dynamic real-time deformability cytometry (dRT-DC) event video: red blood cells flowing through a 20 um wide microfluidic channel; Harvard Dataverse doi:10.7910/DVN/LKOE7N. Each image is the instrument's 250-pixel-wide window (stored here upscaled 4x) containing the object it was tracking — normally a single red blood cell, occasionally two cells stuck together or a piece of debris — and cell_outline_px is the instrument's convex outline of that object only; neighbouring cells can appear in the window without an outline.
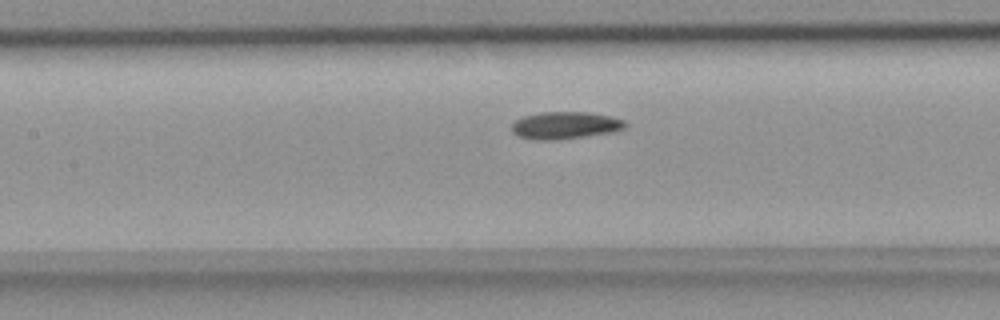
{"species": "common noctule bat (a hibernating species)", "species_latin": "Nyctalus noctula", "temperature_condition": "room temperature", "stored_images_in_passage": 40, "camera_frame_rate_fps": 3000, "um_per_image_px": 0.085, "animal": {"sex": "female", "body_mass_g": 18.4}, "frame": {"image": 1, "passage_image": 15, "time_ms": 4.667, "image_size_px": [1000, 320], "cell_outline_px": [[628, 124], [624, 128], [612, 132], [584, 136], [552, 140], [532, 140], [516, 136], [512, 132], [512, 124], [516, 120], [524, 116], [540, 112], [588, 112], [612, 116], [624, 120]], "centroid_in_image_um": [48.02, 10.65], "position_along_channel_um": 159.4, "area_um2": 18.09}}
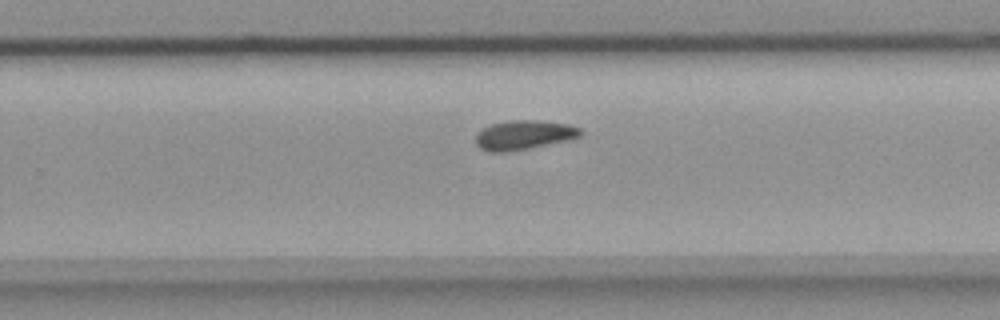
{"frame": {"image": 2, "passage_image": 25, "time_ms": 8.0, "image_size_px": [1000, 320], "cell_outline_px": [[584, 132], [580, 136], [568, 140], [508, 152], [488, 152], [480, 148], [476, 144], [476, 132], [480, 128], [492, 124], [508, 120], [540, 120], [568, 124], [580, 128]], "centroid_in_image_um": [44.5, 11.46], "position_along_channel_um": 285.3, "area_um2": 18.09}}
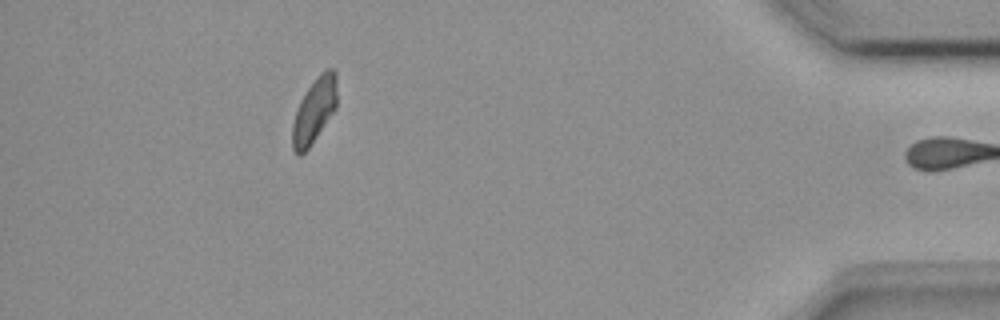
{"frame": {"image": 3, "passage_image": 39, "time_ms": 12.667, "image_size_px": [1000, 320], "cell_outline_px": [[336, 108], [308, 148], [300, 156], [296, 156], [292, 148], [292, 124], [300, 100], [308, 88], [320, 72], [324, 68], [332, 68], [336, 72]], "centroid_in_image_um": [26.7, 9.39], "position_along_channel_um": 408.5, "area_um2": 16.76}, "authors_computed_cell_mechanics": {"area_um2": 17.6868, "velocity_mm_per_s": 3.7849, "shape_relaxation_time_tau1_ms": null, "shape_relaxation_time_tau2_ms": 6.5413, "deformation_change_tau1": null, "deformation_change_tau2": 0.1208}}